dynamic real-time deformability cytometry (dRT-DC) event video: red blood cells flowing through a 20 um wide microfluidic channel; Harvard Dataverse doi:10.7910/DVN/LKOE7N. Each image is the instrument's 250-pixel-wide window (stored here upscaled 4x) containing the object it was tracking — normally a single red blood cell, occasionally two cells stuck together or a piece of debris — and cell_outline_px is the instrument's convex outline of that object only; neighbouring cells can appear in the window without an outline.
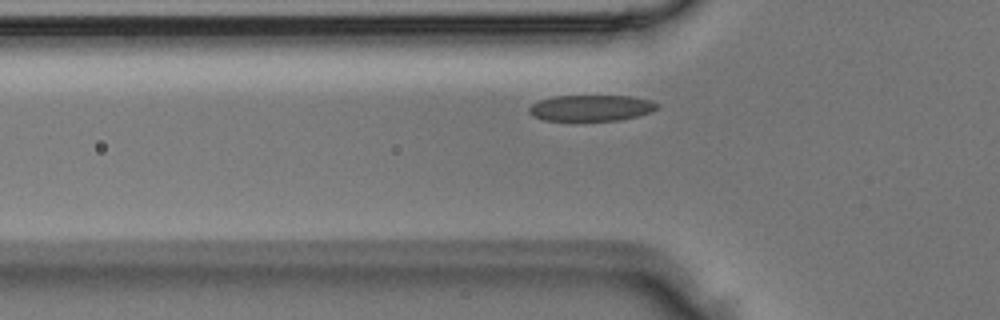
{"species": "Egyptian fruit bat (a non-hibernating species)", "species_latin": "Rousettus aegyptiacus", "temperature_condition": "room temperature", "stored_images_in_passage": 3, "camera_frame_rate_fps": 3000, "um_per_image_px": 0.085, "animal": {"sex": "male"}, "frame": {"image": 1, "passage_image": 3, "time_ms": 0.667, "image_size_px": [1000, 320], "cell_outline_px": [[660, 108], [636, 116], [620, 120], [544, 120], [532, 116], [528, 112], [528, 108], [532, 104], [540, 100], [552, 96], [632, 96], [652, 100], [660, 104]], "centroid_in_image_um": [50.25, 9.17], "position_along_channel_um": 75.5, "area_um2": 19.48}}